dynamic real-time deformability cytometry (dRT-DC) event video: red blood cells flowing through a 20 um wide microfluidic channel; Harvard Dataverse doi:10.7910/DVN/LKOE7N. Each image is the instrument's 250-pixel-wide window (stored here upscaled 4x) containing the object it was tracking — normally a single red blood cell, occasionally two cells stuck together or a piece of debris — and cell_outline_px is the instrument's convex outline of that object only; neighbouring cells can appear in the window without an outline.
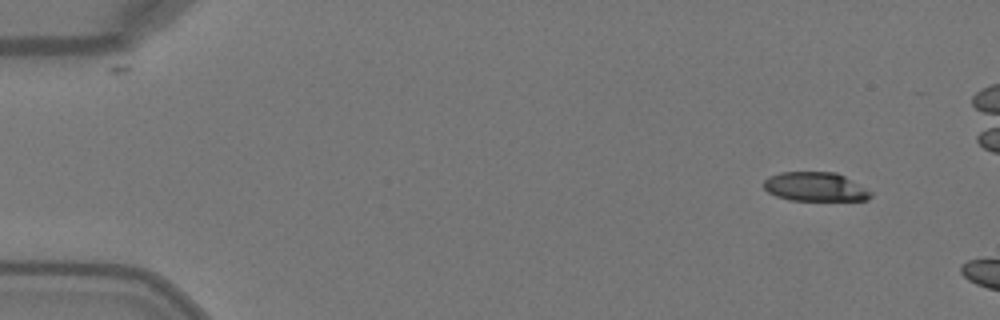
{"species": "Egyptian fruit bat (a non-hibernating species)", "species_latin": "Rousettus aegyptiacus", "temperature_condition": "warm", "stored_images_in_passage": 10, "camera_frame_rate_fps": 3000, "um_per_image_px": 0.085, "animal": {"sex": "female"}, "frame": {"image": 1, "passage_image": 4, "time_ms": 1.0, "image_size_px": [1000, 320], "cell_outline_px": [[872, 196], [868, 200], [788, 200], [776, 196], [768, 192], [764, 188], [764, 180], [768, 176], [780, 172], [836, 172], [844, 176], [872, 192]], "centroid_in_image_um": [69.27, 15.87], "position_along_channel_um": 15.7, "area_um2": 18.09}}